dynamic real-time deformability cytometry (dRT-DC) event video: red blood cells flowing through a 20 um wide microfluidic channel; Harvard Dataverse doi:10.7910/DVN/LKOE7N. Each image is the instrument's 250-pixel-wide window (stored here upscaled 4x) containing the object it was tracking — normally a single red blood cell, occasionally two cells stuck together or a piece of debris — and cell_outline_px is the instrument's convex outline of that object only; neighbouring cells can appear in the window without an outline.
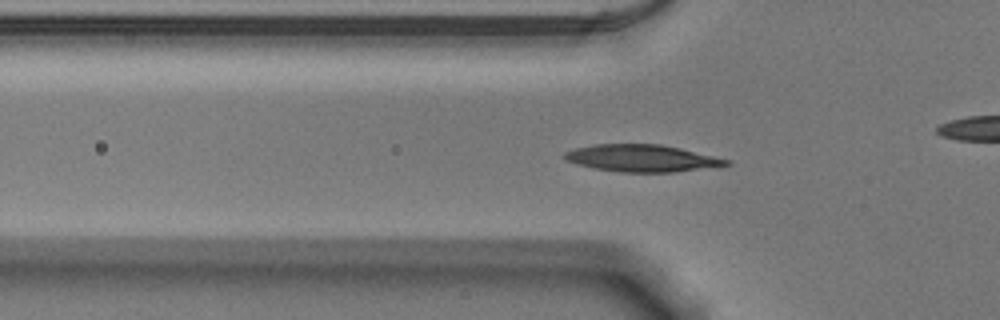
{"species": "Egyptian fruit bat (a non-hibernating species)", "species_latin": "Rousettus aegyptiacus", "temperature_condition": "warm", "stored_images_in_passage": 48, "camera_frame_rate_fps": 3000, "um_per_image_px": 0.085, "animal": {"sex": "male"}, "frame": {"image": 1, "passage_image": 12, "time_ms": 3.667, "image_size_px": [1000, 320], "cell_outline_px": [[732, 164], [676, 172], [620, 172], [592, 168], [564, 160], [560, 156], [564, 152], [576, 148], [596, 144], [660, 144], [680, 148], [732, 160]], "centroid_in_image_um": [54.53, 13.45], "position_along_channel_um": 71.3, "area_um2": 25.61}}
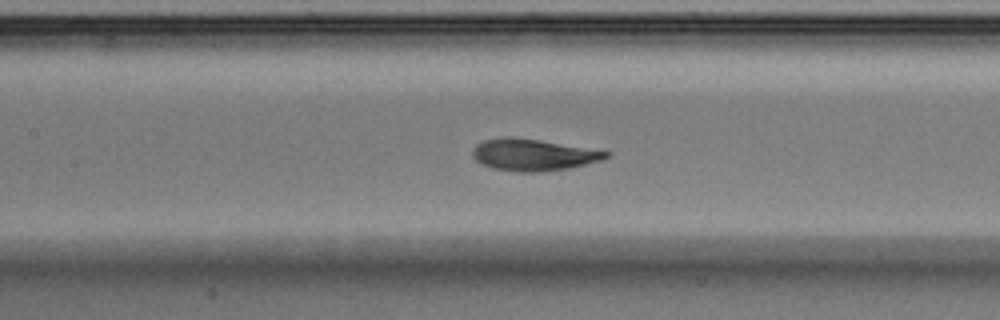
{"frame": {"image": 2, "passage_image": 19, "time_ms": 6.0, "image_size_px": [1000, 320], "cell_outline_px": [[612, 152], [608, 156], [600, 160], [568, 168], [536, 172], [516, 172], [492, 168], [476, 160], [472, 156], [472, 148], [476, 144], [484, 140], [508, 136], [540, 140]], "centroid_in_image_um": [45.28, 13.15], "position_along_channel_um": 162.1, "area_um2": 24.45}}
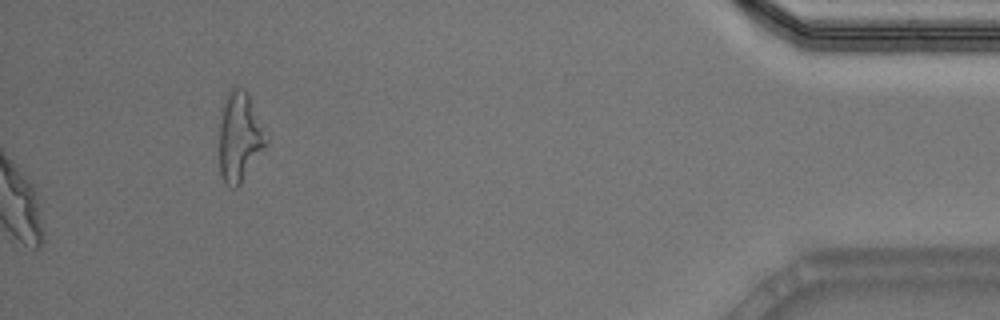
{"frame": {"image": 3, "passage_image": 48, "time_ms": 15.667, "image_size_px": [1000, 320], "cell_outline_px": [[268, 140], [264, 148], [240, 184], [236, 188], [232, 188], [224, 180], [220, 172], [220, 108], [224, 96], [236, 84], [244, 88], [248, 92]], "centroid_in_image_um": [20.34, 11.56], "position_along_channel_um": 414.9, "area_um2": 24.39}, "authors_computed_cell_mechanics": {"area_um2": 24.4783, "velocity_mm_per_s": 3.8488, "shape_relaxation_time_tau1_ms": 3.1343, "shape_relaxation_time_tau2_ms": 1.2932, "deformation_change_tau1": 0.1674, "deformation_change_tau2": 0.0461}}